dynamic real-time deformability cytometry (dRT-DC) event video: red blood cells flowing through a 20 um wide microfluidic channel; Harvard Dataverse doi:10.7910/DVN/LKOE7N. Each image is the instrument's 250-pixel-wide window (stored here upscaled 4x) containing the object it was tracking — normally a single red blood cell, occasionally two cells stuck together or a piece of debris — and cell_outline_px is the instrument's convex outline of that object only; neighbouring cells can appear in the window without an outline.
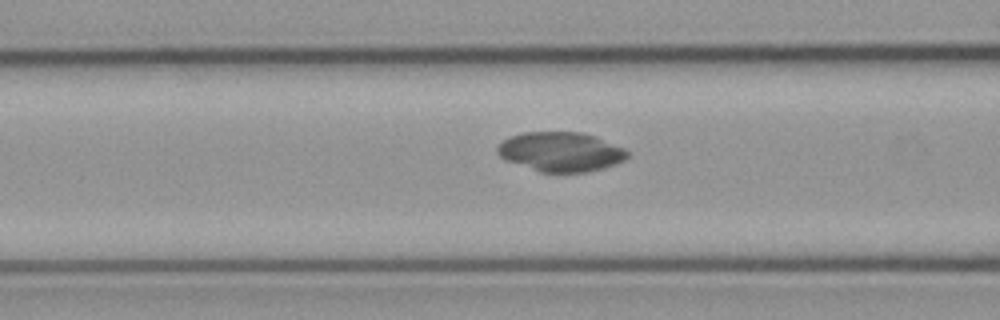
{"species": "common noctule bat (a hibernating species)", "species_latin": "Nyctalus noctula", "temperature_condition": "cold", "stored_images_in_passage": 15, "camera_frame_rate_fps": 3000, "um_per_image_px": 0.085, "animal": {"sex": "male", "body_mass_g": 23.1, "forearm_length_mm": 52.7}, "frame": {"image": 1, "passage_image": 13, "time_ms": 4.0, "image_size_px": [1000, 320], "cell_outline_px": [[628, 156], [624, 160], [604, 168], [584, 172], [540, 172], [504, 160], [496, 152], [496, 148], [508, 136], [524, 132], [580, 132], [596, 136], [624, 148], [628, 152]], "centroid_in_image_um": [47.64, 12.9], "position_along_channel_um": 119.0, "area_um2": 29.94}}